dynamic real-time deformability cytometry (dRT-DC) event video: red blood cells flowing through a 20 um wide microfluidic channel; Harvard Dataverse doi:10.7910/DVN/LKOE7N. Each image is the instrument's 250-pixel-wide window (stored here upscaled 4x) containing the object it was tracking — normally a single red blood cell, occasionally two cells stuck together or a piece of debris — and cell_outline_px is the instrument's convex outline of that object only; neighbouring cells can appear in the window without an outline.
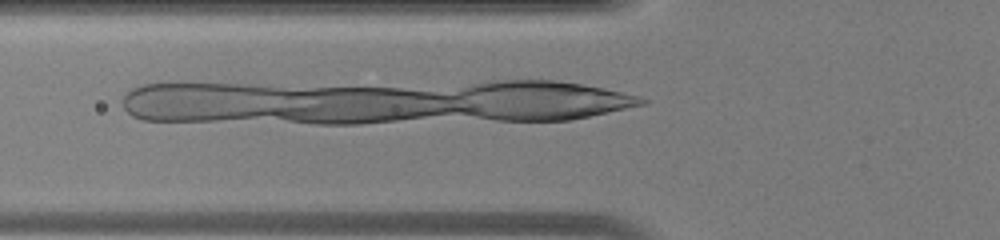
{"species": "human", "species_latin": "Homo sapiens", "temperature_condition": "warm", "stored_images_in_passage": 4, "camera_frame_rate_fps": 3000, "um_per_image_px": 0.085, "donor": {"sex": "male"}, "frame": {"image": 1, "passage_image": 4, "time_ms": 1.0, "image_size_px": [1000, 240], "cell_outline_px": [[480, 112], [384, 120], [300, 120], [248, 112], [268, 92], [328, 88], [388, 88], [456, 96]], "centroid_in_image_um": [30.47, 8.88], "position_along_channel_um": 95.3, "area_um2": 41.73}}